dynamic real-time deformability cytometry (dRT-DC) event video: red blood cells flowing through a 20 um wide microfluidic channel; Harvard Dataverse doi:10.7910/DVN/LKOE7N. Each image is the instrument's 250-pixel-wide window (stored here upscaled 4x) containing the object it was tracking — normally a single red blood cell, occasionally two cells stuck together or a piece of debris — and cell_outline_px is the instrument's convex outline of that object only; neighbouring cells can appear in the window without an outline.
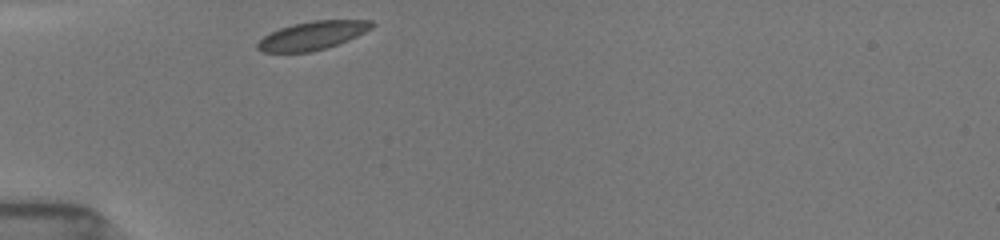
{"species": "common noctule bat (a hibernating species)", "species_latin": "Nyctalus noctula", "temperature_condition": "room temperature", "stored_images_in_passage": 24, "camera_frame_rate_fps": 3000, "um_per_image_px": 0.085, "animal": {"sex": "female", "body_mass_g": 19.5, "forearm_length_mm": 54.1}, "frame": {"image": 1, "passage_image": 1, "time_ms": 0.0, "image_size_px": [1000, 240], "cell_outline_px": [[376, 24], [372, 28], [348, 40], [324, 48], [308, 52], [264, 52], [256, 48], [256, 44], [264, 36], [280, 28], [292, 24], [312, 20], [372, 20]], "centroid_in_image_um": [26.57, 3.0], "position_along_channel_um": 58.4, "area_um2": 18.73}}
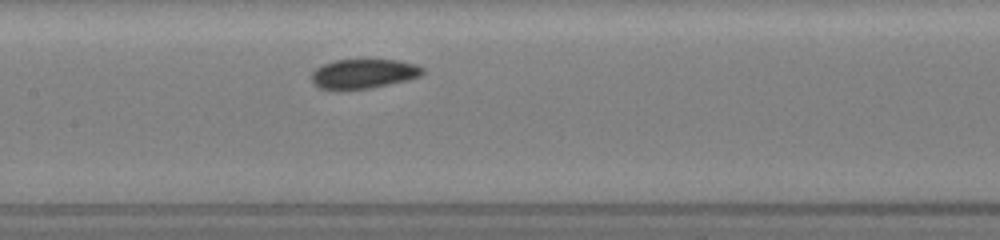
{"frame": {"image": 2, "passage_image": 11, "time_ms": 3.333, "image_size_px": [1000, 240], "cell_outline_px": [[424, 72], [420, 76], [408, 80], [372, 88], [348, 92], [336, 92], [320, 88], [312, 84], [312, 72], [316, 68], [332, 60], [396, 60], [416, 64], [424, 68]], "centroid_in_image_um": [30.85, 6.32], "position_along_channel_um": 176.5, "area_um2": 19.77}}
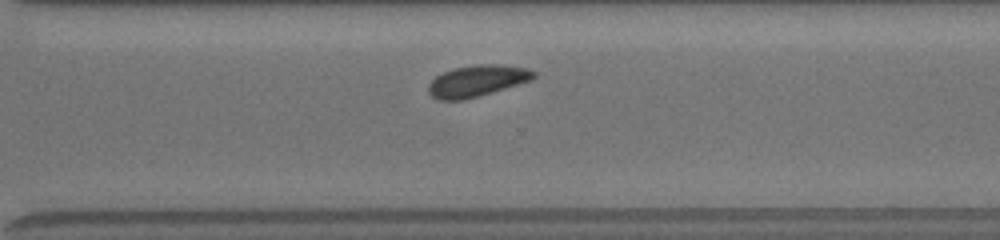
{"frame": {"image": 3, "passage_image": 23, "time_ms": 7.333, "image_size_px": [1000, 240], "cell_outline_px": [[536, 76], [532, 80], [492, 92], [464, 100], [440, 100], [432, 96], [428, 92], [428, 84], [436, 76], [452, 68], [476, 64], [496, 64], [528, 68], [536, 72]], "centroid_in_image_um": [40.55, 6.87], "position_along_channel_um": 330.0, "area_um2": 19.31}}